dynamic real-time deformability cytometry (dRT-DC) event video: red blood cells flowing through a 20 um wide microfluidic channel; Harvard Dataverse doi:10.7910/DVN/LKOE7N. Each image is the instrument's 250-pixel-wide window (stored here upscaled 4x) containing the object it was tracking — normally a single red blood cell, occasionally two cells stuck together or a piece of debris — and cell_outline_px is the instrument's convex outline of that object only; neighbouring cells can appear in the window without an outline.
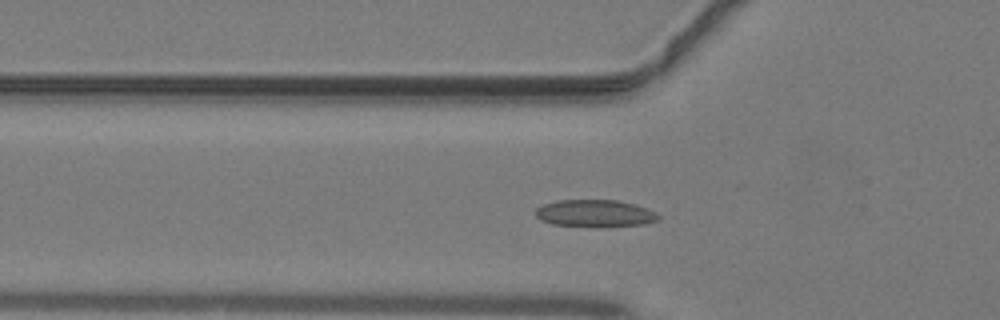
{"species": "common noctule bat (a hibernating species)", "species_latin": "Nyctalus noctula", "temperature_condition": "warm", "stored_images_in_passage": 39, "camera_frame_rate_fps": 3000, "um_per_image_px": 0.085, "animal": {"sex": "male", "body_mass_g": 19.2, "forearm_length_mm": 51.8}, "frame": {"image": 1, "passage_image": 9, "time_ms": 2.667, "image_size_px": [1000, 320], "cell_outline_px": [[660, 220], [644, 224], [552, 224], [540, 220], [536, 216], [536, 208], [544, 204], [556, 200], [616, 200], [632, 204], [656, 212], [660, 216]], "centroid_in_image_um": [50.54, 18.09], "position_along_channel_um": 75.3, "area_um2": 18.38}}
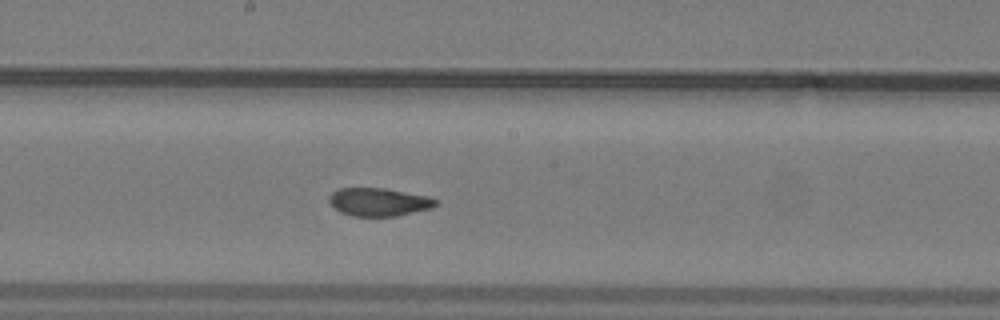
{"frame": {"image": 2, "passage_image": 18, "time_ms": 5.667, "image_size_px": [1000, 320], "cell_outline_px": [[440, 204], [432, 208], [396, 216], [352, 216], [340, 212], [328, 200], [328, 196], [336, 188], [384, 188], [428, 196], [436, 200]], "centroid_in_image_um": [32.2, 17.16], "position_along_channel_um": 216.0, "area_um2": 17.51}}
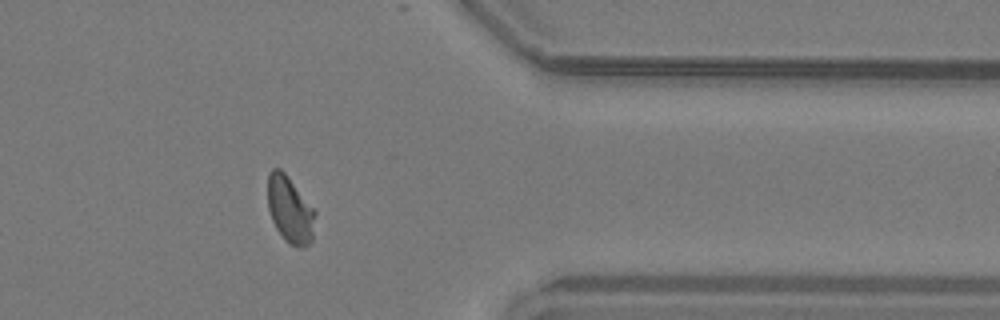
{"frame": {"image": 3, "passage_image": 30, "time_ms": 9.667, "image_size_px": [1000, 320], "cell_outline_px": [[316, 212], [312, 240], [304, 248], [300, 248], [288, 244], [284, 240], [276, 228], [272, 220], [268, 208], [268, 172], [272, 168], [280, 168], [284, 172]], "centroid_in_image_um": [24.64, 17.85], "position_along_channel_um": 386.8, "area_um2": 18.38}}